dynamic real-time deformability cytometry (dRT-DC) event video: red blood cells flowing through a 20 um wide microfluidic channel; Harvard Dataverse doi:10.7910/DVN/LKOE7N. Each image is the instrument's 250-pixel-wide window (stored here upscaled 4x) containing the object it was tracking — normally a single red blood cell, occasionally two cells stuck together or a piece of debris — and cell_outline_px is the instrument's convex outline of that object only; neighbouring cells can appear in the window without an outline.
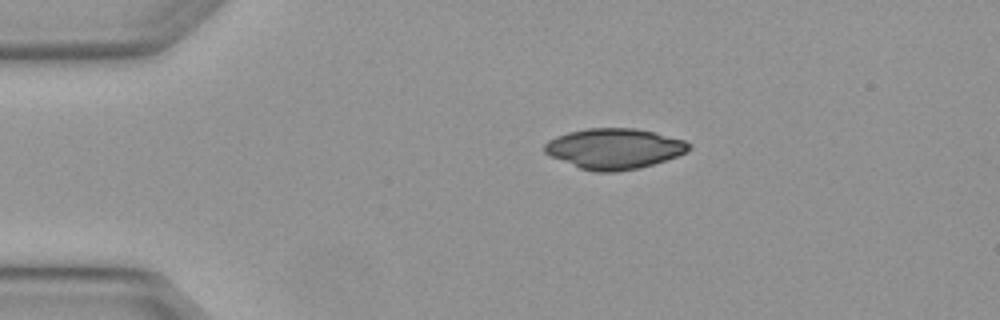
{"species": "Egyptian fruit bat (a non-hibernating species)", "species_latin": "Rousettus aegyptiacus", "temperature_condition": "warm", "stored_images_in_passage": 2, "camera_frame_rate_fps": 3000, "um_per_image_px": 0.085, "animal": {"sex": "female"}, "frame": {"image": 1, "passage_image": 1, "time_ms": 0.0, "image_size_px": [1000, 320], "cell_outline_px": [[692, 148], [688, 152], [640, 168], [616, 172], [592, 172], [580, 168], [552, 156], [544, 152], [544, 144], [548, 140], [556, 136], [568, 132], [588, 128], [636, 128], [684, 140], [692, 144]], "centroid_in_image_um": [52.22, 12.63], "position_along_channel_um": 32.8, "area_um2": 33.99}}